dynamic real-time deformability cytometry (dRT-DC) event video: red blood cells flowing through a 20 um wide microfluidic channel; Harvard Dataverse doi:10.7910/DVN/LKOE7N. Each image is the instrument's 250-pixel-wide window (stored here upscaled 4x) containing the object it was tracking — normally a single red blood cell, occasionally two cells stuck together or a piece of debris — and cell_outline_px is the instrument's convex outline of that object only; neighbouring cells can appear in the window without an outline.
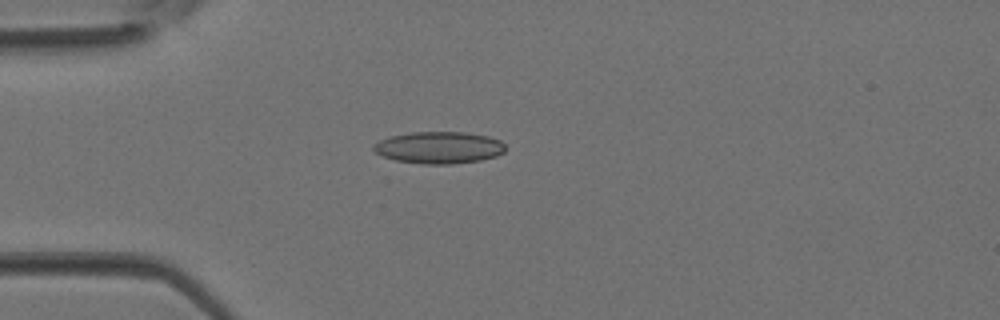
{"species": "Egyptian fruit bat (a non-hibernating species)", "species_latin": "Rousettus aegyptiacus", "temperature_condition": "room temperature", "stored_images_in_passage": 3, "camera_frame_rate_fps": 3000, "um_per_image_px": 0.085, "animal": {"sex": "female"}, "frame": {"image": 1, "passage_image": 3, "time_ms": 0.667, "image_size_px": [1000, 320], "cell_outline_px": [[504, 152], [496, 156], [480, 160], [452, 164], [424, 164], [396, 160], [384, 156], [376, 152], [372, 148], [372, 144], [388, 136], [412, 132], [464, 132], [488, 136], [500, 140], [504, 144]], "centroid_in_image_um": [37.3, 12.54], "position_along_channel_um": 47.7, "area_um2": 24.51}}